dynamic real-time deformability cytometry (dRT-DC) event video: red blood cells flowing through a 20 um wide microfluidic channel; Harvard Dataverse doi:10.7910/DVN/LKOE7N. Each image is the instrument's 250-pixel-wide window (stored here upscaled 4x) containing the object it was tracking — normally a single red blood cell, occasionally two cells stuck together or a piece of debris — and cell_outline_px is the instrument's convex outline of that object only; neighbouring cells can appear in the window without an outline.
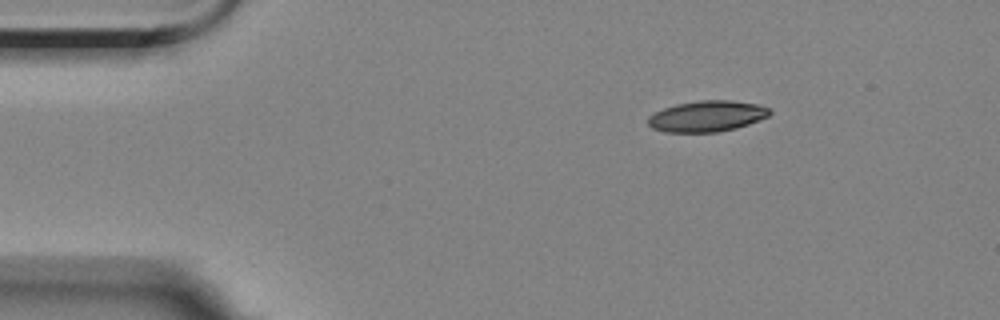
{"species": "Egyptian fruit bat (a non-hibernating species)", "species_latin": "Rousettus aegyptiacus", "temperature_condition": "room temperature", "stored_images_in_passage": 49, "camera_frame_rate_fps": 3000, "um_per_image_px": 0.085, "animal": {"sex": "female"}, "frame": {"image": 1, "passage_image": 1, "time_ms": 0.0, "image_size_px": [1000, 320], "cell_outline_px": [[772, 112], [768, 116], [748, 124], [736, 128], [716, 132], [664, 132], [652, 128], [648, 124], [648, 116], [664, 108], [676, 104], [700, 100], [732, 100], [760, 104], [768, 108]], "centroid_in_image_um": [60.1, 9.87], "position_along_channel_um": 24.9, "area_um2": 21.96}}
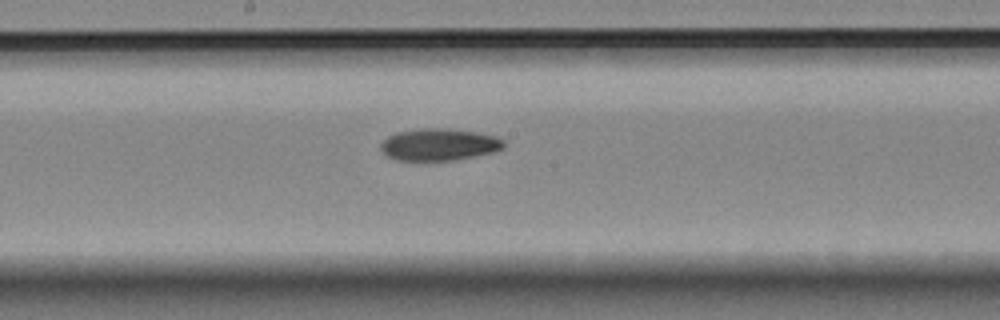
{"frame": {"image": 2, "passage_image": 22, "time_ms": 7.0, "image_size_px": [1000, 320], "cell_outline_px": [[504, 148], [492, 152], [452, 160], [396, 160], [388, 156], [380, 148], [380, 144], [388, 136], [396, 132], [420, 128], [448, 128], [476, 132], [496, 136], [504, 140]], "centroid_in_image_um": [37.31, 12.27], "position_along_channel_um": 210.9, "area_um2": 22.83}}
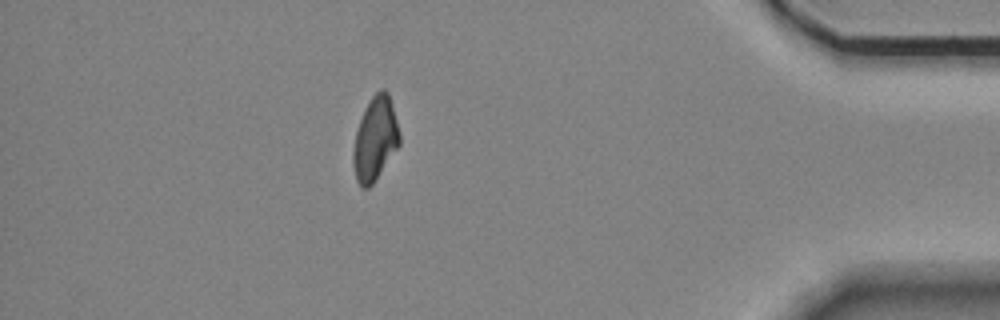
{"frame": {"image": 3, "passage_image": 42, "time_ms": 13.667, "image_size_px": [1000, 320], "cell_outline_px": [[400, 144], [372, 184], [368, 188], [364, 188], [356, 180], [352, 164], [352, 152], [356, 132], [364, 108], [372, 96], [380, 88], [384, 88], [388, 92], [400, 132]], "centroid_in_image_um": [31.88, 11.78], "position_along_channel_um": 403.3, "area_um2": 22.48}, "authors_computed_cell_mechanics": {"area_um2": 22.831, "velocity_mm_per_s": 3.5367, "shape_relaxation_time_tau1_ms": 10.1214, "shape_relaxation_time_tau2_ms": 4.2825, "deformation_change_tau1": 0.2116, "deformation_change_tau2": 0.096}}